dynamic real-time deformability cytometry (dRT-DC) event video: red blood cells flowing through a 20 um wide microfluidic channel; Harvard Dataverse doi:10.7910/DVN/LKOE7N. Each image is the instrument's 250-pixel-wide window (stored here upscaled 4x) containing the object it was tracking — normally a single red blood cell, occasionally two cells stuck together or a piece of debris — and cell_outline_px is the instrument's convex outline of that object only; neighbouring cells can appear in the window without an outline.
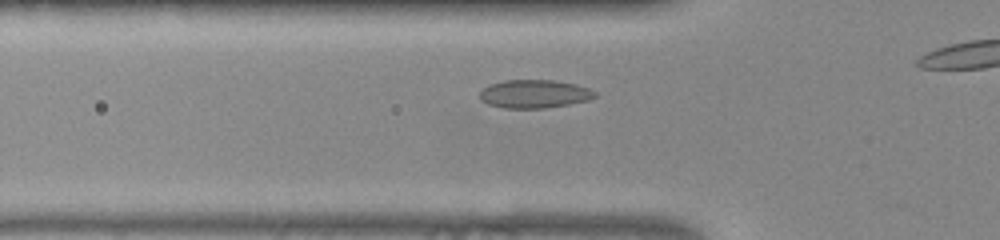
{"species": "common noctule bat (a hibernating species)", "species_latin": "Nyctalus noctula", "temperature_condition": "warm", "stored_images_in_passage": 26, "camera_frame_rate_fps": 3000, "um_per_image_px": 0.085, "animal": {"sex": "female", "body_mass_g": 22.0, "forearm_length_mm": 56.7}, "frame": {"image": 1, "passage_image": 8, "time_ms": 2.333, "image_size_px": [1000, 240], "cell_outline_px": [[596, 96], [588, 100], [568, 104], [544, 108], [504, 108], [488, 104], [480, 100], [480, 88], [488, 84], [504, 80], [556, 80], [576, 84], [588, 88], [596, 92]], "centroid_in_image_um": [45.38, 7.97], "position_along_channel_um": 80.4, "area_um2": 19.13}}
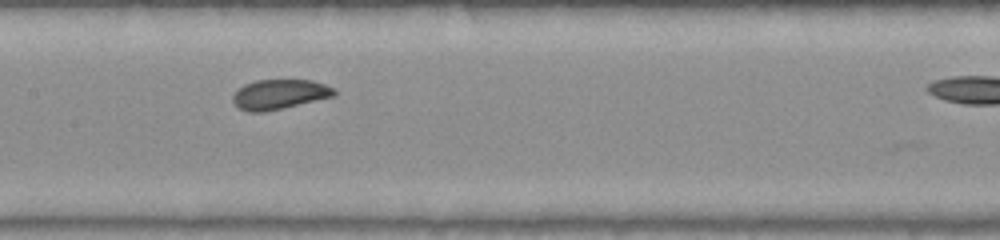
{"frame": {"image": 2, "passage_image": 16, "time_ms": 5.0, "image_size_px": [1000, 240], "cell_outline_px": [[336, 96], [264, 112], [248, 112], [240, 108], [232, 100], [232, 96], [244, 84], [256, 80], [312, 80], [324, 84], [332, 88], [336, 92]], "centroid_in_image_um": [23.76, 8.02], "position_along_channel_um": 183.6, "area_um2": 17.46}}
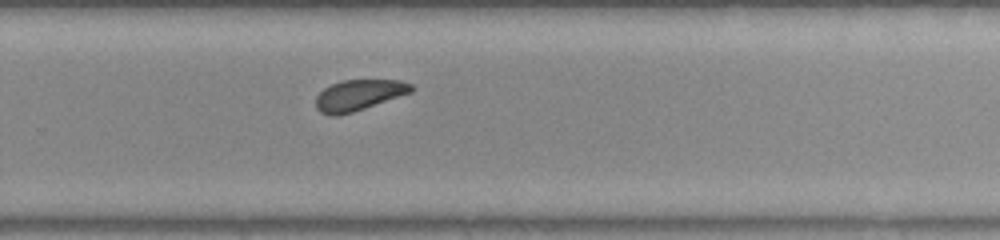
{"frame": {"image": 3, "passage_image": 25, "time_ms": 8.0, "image_size_px": [1000, 240], "cell_outline_px": [[412, 92], [340, 116], [328, 116], [320, 112], [316, 108], [316, 96], [324, 88], [332, 84], [344, 80], [400, 80], [412, 84]], "centroid_in_image_um": [30.46, 8.09], "position_along_channel_um": 299.3, "area_um2": 17.05}}